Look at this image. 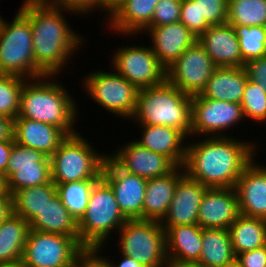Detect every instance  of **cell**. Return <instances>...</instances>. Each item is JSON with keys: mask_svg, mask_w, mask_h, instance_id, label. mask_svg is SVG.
Segmentation results:
<instances>
[{"mask_svg": "<svg viewBox=\"0 0 266 267\" xmlns=\"http://www.w3.org/2000/svg\"><path fill=\"white\" fill-rule=\"evenodd\" d=\"M165 267H203L198 262H182L178 260L167 259Z\"/></svg>", "mask_w": 266, "mask_h": 267, "instance_id": "obj_50", "label": "cell"}, {"mask_svg": "<svg viewBox=\"0 0 266 267\" xmlns=\"http://www.w3.org/2000/svg\"><path fill=\"white\" fill-rule=\"evenodd\" d=\"M84 86L100 107L112 114L130 118L138 100L139 89L118 73L96 71L84 79Z\"/></svg>", "mask_w": 266, "mask_h": 267, "instance_id": "obj_10", "label": "cell"}, {"mask_svg": "<svg viewBox=\"0 0 266 267\" xmlns=\"http://www.w3.org/2000/svg\"><path fill=\"white\" fill-rule=\"evenodd\" d=\"M217 66L197 41L166 69V79L183 93L194 96L206 87Z\"/></svg>", "mask_w": 266, "mask_h": 267, "instance_id": "obj_13", "label": "cell"}, {"mask_svg": "<svg viewBox=\"0 0 266 267\" xmlns=\"http://www.w3.org/2000/svg\"><path fill=\"white\" fill-rule=\"evenodd\" d=\"M52 3L63 7L67 12L74 13H88L89 11H93L96 7L101 10L103 9L102 0H50Z\"/></svg>", "mask_w": 266, "mask_h": 267, "instance_id": "obj_41", "label": "cell"}, {"mask_svg": "<svg viewBox=\"0 0 266 267\" xmlns=\"http://www.w3.org/2000/svg\"><path fill=\"white\" fill-rule=\"evenodd\" d=\"M227 23L266 26V0H228Z\"/></svg>", "mask_w": 266, "mask_h": 267, "instance_id": "obj_34", "label": "cell"}, {"mask_svg": "<svg viewBox=\"0 0 266 267\" xmlns=\"http://www.w3.org/2000/svg\"><path fill=\"white\" fill-rule=\"evenodd\" d=\"M191 118L192 96L183 93L167 79L159 85L139 90L135 112L131 117L140 125L176 128L186 137L191 135Z\"/></svg>", "mask_w": 266, "mask_h": 267, "instance_id": "obj_4", "label": "cell"}, {"mask_svg": "<svg viewBox=\"0 0 266 267\" xmlns=\"http://www.w3.org/2000/svg\"><path fill=\"white\" fill-rule=\"evenodd\" d=\"M32 28L28 17L21 11L13 22L0 16V74L35 79V59Z\"/></svg>", "mask_w": 266, "mask_h": 267, "instance_id": "obj_7", "label": "cell"}, {"mask_svg": "<svg viewBox=\"0 0 266 267\" xmlns=\"http://www.w3.org/2000/svg\"><path fill=\"white\" fill-rule=\"evenodd\" d=\"M116 73L139 90L161 84L166 80V68L159 62L151 47H122L112 57Z\"/></svg>", "mask_w": 266, "mask_h": 267, "instance_id": "obj_12", "label": "cell"}, {"mask_svg": "<svg viewBox=\"0 0 266 267\" xmlns=\"http://www.w3.org/2000/svg\"><path fill=\"white\" fill-rule=\"evenodd\" d=\"M23 3L20 10L28 17L32 28L35 78L56 76L74 50H78L82 38L68 26L63 7L50 0H25Z\"/></svg>", "mask_w": 266, "mask_h": 267, "instance_id": "obj_1", "label": "cell"}, {"mask_svg": "<svg viewBox=\"0 0 266 267\" xmlns=\"http://www.w3.org/2000/svg\"><path fill=\"white\" fill-rule=\"evenodd\" d=\"M247 80L244 67H217L200 94L205 98L240 104Z\"/></svg>", "mask_w": 266, "mask_h": 267, "instance_id": "obj_25", "label": "cell"}, {"mask_svg": "<svg viewBox=\"0 0 266 267\" xmlns=\"http://www.w3.org/2000/svg\"><path fill=\"white\" fill-rule=\"evenodd\" d=\"M126 221L113 190L101 178L93 187L86 212L78 222L80 244L87 251L99 253L112 230L120 229Z\"/></svg>", "mask_w": 266, "mask_h": 267, "instance_id": "obj_5", "label": "cell"}, {"mask_svg": "<svg viewBox=\"0 0 266 267\" xmlns=\"http://www.w3.org/2000/svg\"><path fill=\"white\" fill-rule=\"evenodd\" d=\"M235 190L240 214L266 220V166L251 161L238 178Z\"/></svg>", "mask_w": 266, "mask_h": 267, "instance_id": "obj_19", "label": "cell"}, {"mask_svg": "<svg viewBox=\"0 0 266 267\" xmlns=\"http://www.w3.org/2000/svg\"><path fill=\"white\" fill-rule=\"evenodd\" d=\"M118 231L124 256L134 258L143 267H165V230L159 221L127 220Z\"/></svg>", "mask_w": 266, "mask_h": 267, "instance_id": "obj_8", "label": "cell"}, {"mask_svg": "<svg viewBox=\"0 0 266 267\" xmlns=\"http://www.w3.org/2000/svg\"><path fill=\"white\" fill-rule=\"evenodd\" d=\"M223 267H243L237 259Z\"/></svg>", "mask_w": 266, "mask_h": 267, "instance_id": "obj_52", "label": "cell"}, {"mask_svg": "<svg viewBox=\"0 0 266 267\" xmlns=\"http://www.w3.org/2000/svg\"><path fill=\"white\" fill-rule=\"evenodd\" d=\"M193 1H198L200 21H207L211 26L227 23L228 0Z\"/></svg>", "mask_w": 266, "mask_h": 267, "instance_id": "obj_39", "label": "cell"}, {"mask_svg": "<svg viewBox=\"0 0 266 267\" xmlns=\"http://www.w3.org/2000/svg\"><path fill=\"white\" fill-rule=\"evenodd\" d=\"M121 148L109 156L123 170L146 179L165 176L177 167L166 156L154 153L136 141Z\"/></svg>", "mask_w": 266, "mask_h": 267, "instance_id": "obj_17", "label": "cell"}, {"mask_svg": "<svg viewBox=\"0 0 266 267\" xmlns=\"http://www.w3.org/2000/svg\"><path fill=\"white\" fill-rule=\"evenodd\" d=\"M5 190V182L3 177L0 175V194Z\"/></svg>", "mask_w": 266, "mask_h": 267, "instance_id": "obj_53", "label": "cell"}, {"mask_svg": "<svg viewBox=\"0 0 266 267\" xmlns=\"http://www.w3.org/2000/svg\"><path fill=\"white\" fill-rule=\"evenodd\" d=\"M26 78L0 74V114L15 119L19 114L20 95Z\"/></svg>", "mask_w": 266, "mask_h": 267, "instance_id": "obj_36", "label": "cell"}, {"mask_svg": "<svg viewBox=\"0 0 266 267\" xmlns=\"http://www.w3.org/2000/svg\"><path fill=\"white\" fill-rule=\"evenodd\" d=\"M244 68L248 79L259 84L266 93V56L247 62Z\"/></svg>", "mask_w": 266, "mask_h": 267, "instance_id": "obj_42", "label": "cell"}, {"mask_svg": "<svg viewBox=\"0 0 266 267\" xmlns=\"http://www.w3.org/2000/svg\"><path fill=\"white\" fill-rule=\"evenodd\" d=\"M182 0H159L147 27H157L180 22Z\"/></svg>", "mask_w": 266, "mask_h": 267, "instance_id": "obj_38", "label": "cell"}, {"mask_svg": "<svg viewBox=\"0 0 266 267\" xmlns=\"http://www.w3.org/2000/svg\"><path fill=\"white\" fill-rule=\"evenodd\" d=\"M240 215L235 188H207L198 211L201 228L229 229Z\"/></svg>", "mask_w": 266, "mask_h": 267, "instance_id": "obj_16", "label": "cell"}, {"mask_svg": "<svg viewBox=\"0 0 266 267\" xmlns=\"http://www.w3.org/2000/svg\"><path fill=\"white\" fill-rule=\"evenodd\" d=\"M107 155L98 154L77 132L68 136L50 156L51 180L55 184L101 179Z\"/></svg>", "mask_w": 266, "mask_h": 267, "instance_id": "obj_6", "label": "cell"}, {"mask_svg": "<svg viewBox=\"0 0 266 267\" xmlns=\"http://www.w3.org/2000/svg\"><path fill=\"white\" fill-rule=\"evenodd\" d=\"M29 229L45 233L79 237L78 222L55 194L29 223Z\"/></svg>", "mask_w": 266, "mask_h": 267, "instance_id": "obj_28", "label": "cell"}, {"mask_svg": "<svg viewBox=\"0 0 266 267\" xmlns=\"http://www.w3.org/2000/svg\"><path fill=\"white\" fill-rule=\"evenodd\" d=\"M14 142L0 141V175L3 177L4 182H6V168Z\"/></svg>", "mask_w": 266, "mask_h": 267, "instance_id": "obj_46", "label": "cell"}, {"mask_svg": "<svg viewBox=\"0 0 266 267\" xmlns=\"http://www.w3.org/2000/svg\"><path fill=\"white\" fill-rule=\"evenodd\" d=\"M146 30L152 39L151 49L166 69L198 39L182 22L146 27L143 32Z\"/></svg>", "mask_w": 266, "mask_h": 267, "instance_id": "obj_20", "label": "cell"}, {"mask_svg": "<svg viewBox=\"0 0 266 267\" xmlns=\"http://www.w3.org/2000/svg\"><path fill=\"white\" fill-rule=\"evenodd\" d=\"M244 64L266 56V26L233 25Z\"/></svg>", "mask_w": 266, "mask_h": 267, "instance_id": "obj_35", "label": "cell"}, {"mask_svg": "<svg viewBox=\"0 0 266 267\" xmlns=\"http://www.w3.org/2000/svg\"><path fill=\"white\" fill-rule=\"evenodd\" d=\"M55 194L56 185L52 180L17 190L12 194V212L30 223Z\"/></svg>", "mask_w": 266, "mask_h": 267, "instance_id": "obj_32", "label": "cell"}, {"mask_svg": "<svg viewBox=\"0 0 266 267\" xmlns=\"http://www.w3.org/2000/svg\"><path fill=\"white\" fill-rule=\"evenodd\" d=\"M68 135L59 127L17 116L14 119V140L17 144L42 151L50 157Z\"/></svg>", "mask_w": 266, "mask_h": 267, "instance_id": "obj_22", "label": "cell"}, {"mask_svg": "<svg viewBox=\"0 0 266 267\" xmlns=\"http://www.w3.org/2000/svg\"><path fill=\"white\" fill-rule=\"evenodd\" d=\"M180 22L197 38L211 26L207 21H200L198 1L193 0H182Z\"/></svg>", "mask_w": 266, "mask_h": 267, "instance_id": "obj_40", "label": "cell"}, {"mask_svg": "<svg viewBox=\"0 0 266 267\" xmlns=\"http://www.w3.org/2000/svg\"><path fill=\"white\" fill-rule=\"evenodd\" d=\"M86 252L79 237L30 229L21 260L28 267H76Z\"/></svg>", "mask_w": 266, "mask_h": 267, "instance_id": "obj_9", "label": "cell"}, {"mask_svg": "<svg viewBox=\"0 0 266 267\" xmlns=\"http://www.w3.org/2000/svg\"><path fill=\"white\" fill-rule=\"evenodd\" d=\"M100 257L106 262L109 267H143L134 258L124 255H122L123 258L121 259V261H119V264L117 266L114 265V263H111L109 259L107 260V258H103L102 255Z\"/></svg>", "mask_w": 266, "mask_h": 267, "instance_id": "obj_48", "label": "cell"}, {"mask_svg": "<svg viewBox=\"0 0 266 267\" xmlns=\"http://www.w3.org/2000/svg\"><path fill=\"white\" fill-rule=\"evenodd\" d=\"M207 187L186 173L178 180L168 212L160 222L162 227L198 224V211Z\"/></svg>", "mask_w": 266, "mask_h": 267, "instance_id": "obj_18", "label": "cell"}, {"mask_svg": "<svg viewBox=\"0 0 266 267\" xmlns=\"http://www.w3.org/2000/svg\"><path fill=\"white\" fill-rule=\"evenodd\" d=\"M158 1L126 0L109 18V26L124 35L139 34L151 23Z\"/></svg>", "mask_w": 266, "mask_h": 267, "instance_id": "obj_27", "label": "cell"}, {"mask_svg": "<svg viewBox=\"0 0 266 267\" xmlns=\"http://www.w3.org/2000/svg\"><path fill=\"white\" fill-rule=\"evenodd\" d=\"M99 180L86 179L55 184L56 194L77 222L84 216L92 189Z\"/></svg>", "mask_w": 266, "mask_h": 267, "instance_id": "obj_33", "label": "cell"}, {"mask_svg": "<svg viewBox=\"0 0 266 267\" xmlns=\"http://www.w3.org/2000/svg\"><path fill=\"white\" fill-rule=\"evenodd\" d=\"M0 267H28L22 260L9 263H1Z\"/></svg>", "mask_w": 266, "mask_h": 267, "instance_id": "obj_51", "label": "cell"}, {"mask_svg": "<svg viewBox=\"0 0 266 267\" xmlns=\"http://www.w3.org/2000/svg\"><path fill=\"white\" fill-rule=\"evenodd\" d=\"M243 118L241 104L205 98L201 94L192 96L191 134L225 136L220 131L234 126Z\"/></svg>", "mask_w": 266, "mask_h": 267, "instance_id": "obj_15", "label": "cell"}, {"mask_svg": "<svg viewBox=\"0 0 266 267\" xmlns=\"http://www.w3.org/2000/svg\"><path fill=\"white\" fill-rule=\"evenodd\" d=\"M197 41L217 67H244L239 41L229 23L212 25Z\"/></svg>", "mask_w": 266, "mask_h": 267, "instance_id": "obj_21", "label": "cell"}, {"mask_svg": "<svg viewBox=\"0 0 266 267\" xmlns=\"http://www.w3.org/2000/svg\"><path fill=\"white\" fill-rule=\"evenodd\" d=\"M29 223L13 212L0 224V264L22 259Z\"/></svg>", "mask_w": 266, "mask_h": 267, "instance_id": "obj_30", "label": "cell"}, {"mask_svg": "<svg viewBox=\"0 0 266 267\" xmlns=\"http://www.w3.org/2000/svg\"><path fill=\"white\" fill-rule=\"evenodd\" d=\"M125 1L126 0H102L103 9L106 11V14L108 13L107 16L110 18Z\"/></svg>", "mask_w": 266, "mask_h": 267, "instance_id": "obj_49", "label": "cell"}, {"mask_svg": "<svg viewBox=\"0 0 266 267\" xmlns=\"http://www.w3.org/2000/svg\"><path fill=\"white\" fill-rule=\"evenodd\" d=\"M0 141L14 140V119L0 114Z\"/></svg>", "mask_w": 266, "mask_h": 267, "instance_id": "obj_45", "label": "cell"}, {"mask_svg": "<svg viewBox=\"0 0 266 267\" xmlns=\"http://www.w3.org/2000/svg\"><path fill=\"white\" fill-rule=\"evenodd\" d=\"M102 178L114 192L118 207L127 220L141 219L147 180L123 170L109 155L103 168Z\"/></svg>", "mask_w": 266, "mask_h": 267, "instance_id": "obj_14", "label": "cell"}, {"mask_svg": "<svg viewBox=\"0 0 266 267\" xmlns=\"http://www.w3.org/2000/svg\"><path fill=\"white\" fill-rule=\"evenodd\" d=\"M236 259L243 267H266V245L248 252H242Z\"/></svg>", "mask_w": 266, "mask_h": 267, "instance_id": "obj_43", "label": "cell"}, {"mask_svg": "<svg viewBox=\"0 0 266 267\" xmlns=\"http://www.w3.org/2000/svg\"><path fill=\"white\" fill-rule=\"evenodd\" d=\"M236 259L229 229L202 228L200 263L203 267H223Z\"/></svg>", "mask_w": 266, "mask_h": 267, "instance_id": "obj_29", "label": "cell"}, {"mask_svg": "<svg viewBox=\"0 0 266 267\" xmlns=\"http://www.w3.org/2000/svg\"><path fill=\"white\" fill-rule=\"evenodd\" d=\"M12 213V195L4 190L0 194V224Z\"/></svg>", "mask_w": 266, "mask_h": 267, "instance_id": "obj_47", "label": "cell"}, {"mask_svg": "<svg viewBox=\"0 0 266 267\" xmlns=\"http://www.w3.org/2000/svg\"><path fill=\"white\" fill-rule=\"evenodd\" d=\"M142 138L136 142L141 146L169 158L177 167H183L186 160V136L178 129L164 125H140Z\"/></svg>", "mask_w": 266, "mask_h": 267, "instance_id": "obj_23", "label": "cell"}, {"mask_svg": "<svg viewBox=\"0 0 266 267\" xmlns=\"http://www.w3.org/2000/svg\"><path fill=\"white\" fill-rule=\"evenodd\" d=\"M184 174V167H176L165 176L147 180L142 220H163L173 199L177 182Z\"/></svg>", "mask_w": 266, "mask_h": 267, "instance_id": "obj_24", "label": "cell"}, {"mask_svg": "<svg viewBox=\"0 0 266 267\" xmlns=\"http://www.w3.org/2000/svg\"><path fill=\"white\" fill-rule=\"evenodd\" d=\"M47 78L53 77L45 75L35 78L34 82L25 80L18 116L59 127L68 136L74 135L77 132L73 129L78 115L76 102L61 84Z\"/></svg>", "mask_w": 266, "mask_h": 267, "instance_id": "obj_3", "label": "cell"}, {"mask_svg": "<svg viewBox=\"0 0 266 267\" xmlns=\"http://www.w3.org/2000/svg\"><path fill=\"white\" fill-rule=\"evenodd\" d=\"M167 259L199 262L202 250V228L198 224L163 227Z\"/></svg>", "mask_w": 266, "mask_h": 267, "instance_id": "obj_26", "label": "cell"}, {"mask_svg": "<svg viewBox=\"0 0 266 267\" xmlns=\"http://www.w3.org/2000/svg\"><path fill=\"white\" fill-rule=\"evenodd\" d=\"M240 141L229 136H210L187 144L185 173L207 188H235L257 150L254 143Z\"/></svg>", "mask_w": 266, "mask_h": 267, "instance_id": "obj_2", "label": "cell"}, {"mask_svg": "<svg viewBox=\"0 0 266 267\" xmlns=\"http://www.w3.org/2000/svg\"><path fill=\"white\" fill-rule=\"evenodd\" d=\"M95 251H87L77 262L76 267H109Z\"/></svg>", "mask_w": 266, "mask_h": 267, "instance_id": "obj_44", "label": "cell"}, {"mask_svg": "<svg viewBox=\"0 0 266 267\" xmlns=\"http://www.w3.org/2000/svg\"><path fill=\"white\" fill-rule=\"evenodd\" d=\"M240 104L244 117L266 122V93L259 84L247 80Z\"/></svg>", "mask_w": 266, "mask_h": 267, "instance_id": "obj_37", "label": "cell"}, {"mask_svg": "<svg viewBox=\"0 0 266 267\" xmlns=\"http://www.w3.org/2000/svg\"><path fill=\"white\" fill-rule=\"evenodd\" d=\"M51 181V159L42 151L14 142L6 168L5 190L11 195L20 189Z\"/></svg>", "mask_w": 266, "mask_h": 267, "instance_id": "obj_11", "label": "cell"}, {"mask_svg": "<svg viewBox=\"0 0 266 267\" xmlns=\"http://www.w3.org/2000/svg\"><path fill=\"white\" fill-rule=\"evenodd\" d=\"M229 231L235 256L266 245L265 219L240 214Z\"/></svg>", "mask_w": 266, "mask_h": 267, "instance_id": "obj_31", "label": "cell"}]
</instances>
